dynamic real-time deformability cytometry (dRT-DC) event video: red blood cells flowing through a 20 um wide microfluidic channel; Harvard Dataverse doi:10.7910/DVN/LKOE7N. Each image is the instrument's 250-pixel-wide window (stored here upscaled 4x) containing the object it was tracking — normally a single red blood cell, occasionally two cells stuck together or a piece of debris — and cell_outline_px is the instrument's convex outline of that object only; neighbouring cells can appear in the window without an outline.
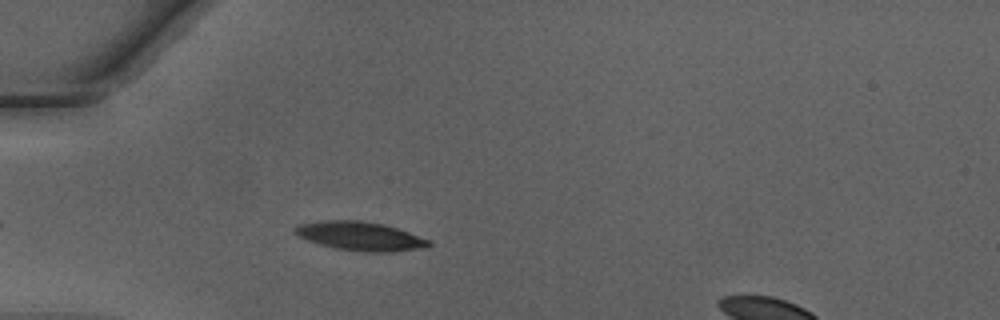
{"species": "Egyptian fruit bat (a non-hibernating species)", "species_latin": "Rousettus aegyptiacus", "temperature_condition": "warm", "stored_images_in_passage": 36, "camera_frame_rate_fps": 3000, "um_per_image_px": 0.085, "animal": {"sex": "male"}, "frame": {"image": 1, "passage_image": 6, "time_ms": 1.667, "image_size_px": [1000, 320], "cell_outline_px": [[432, 244], [420, 248], [388, 252], [368, 252], [336, 248], [320, 244], [308, 240], [292, 232], [292, 228], [300, 224], [324, 220], [360, 220], [384, 224], [432, 240]], "centroid_in_image_um": [30.61, 20.06], "position_along_channel_um": 54.4, "area_um2": 22.31}}
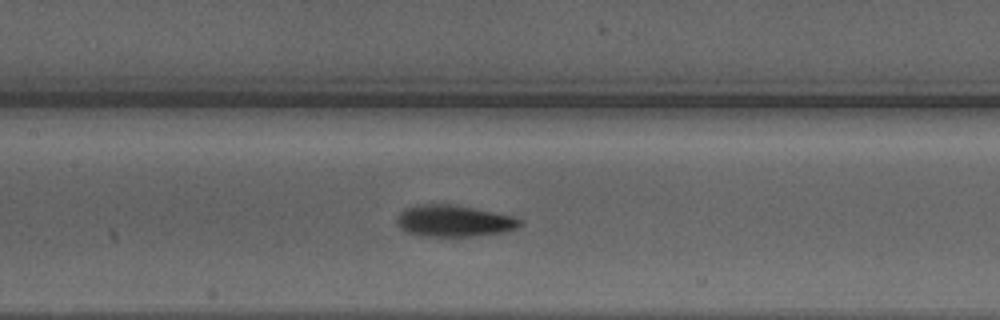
{"frame": {"image": 2, "passage_image": 15, "time_ms": 4.667, "image_size_px": [1000, 320], "cell_outline_px": [[524, 224], [516, 228], [504, 232], [476, 236], [420, 236], [404, 232], [396, 224], [396, 220], [400, 212], [404, 208], [424, 204], [448, 204], [476, 208], [512, 216], [524, 220]], "centroid_in_image_um": [38.58, 18.79], "position_along_channel_um": 168.8, "area_um2": 22.89}}
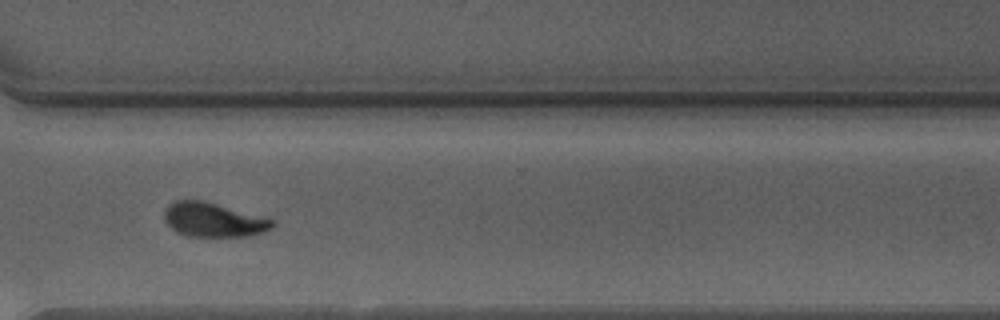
{"frame": {"image": 3, "passage_image": 28, "time_ms": 9.0, "image_size_px": [1000, 320], "cell_outline_px": [[276, 224], [272, 228], [264, 232], [248, 236], [188, 236], [176, 232], [164, 220], [164, 208], [172, 200], [204, 200], [276, 220]], "centroid_in_image_um": [18.14, 18.67], "position_along_channel_um": 352.5, "area_um2": 21.79}, "authors_computed_cell_mechanics": {"area_um2": 21.7328, "velocity_mm_per_s": 4.2491, "shape_relaxation_time_tau1_ms": 2.34, "shape_relaxation_time_tau2_ms": 1.6198, "deformation_change_tau1": 0.1629, "deformation_change_tau2": 0.0839}}